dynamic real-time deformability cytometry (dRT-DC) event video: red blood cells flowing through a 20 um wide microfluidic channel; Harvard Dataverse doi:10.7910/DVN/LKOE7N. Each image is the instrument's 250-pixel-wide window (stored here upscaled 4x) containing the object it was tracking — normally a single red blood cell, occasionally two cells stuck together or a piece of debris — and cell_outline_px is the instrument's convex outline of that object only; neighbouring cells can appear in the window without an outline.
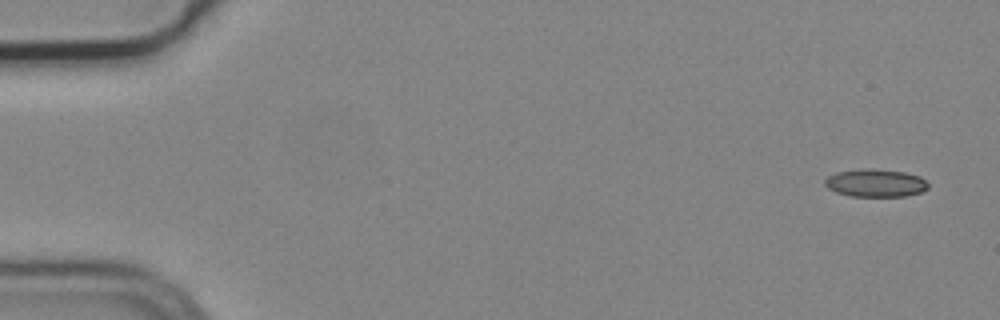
{"species": "common noctule bat (a hibernating species)", "species_latin": "Nyctalus noctula", "temperature_condition": "cold", "stored_images_in_passage": 5, "camera_frame_rate_fps": 3000, "um_per_image_px": 0.085, "animal": {"sex": "male", "body_mass_g": 19.2, "forearm_length_mm": 51.8}, "frame": {"image": 1, "passage_image": 1, "time_ms": 0.0, "image_size_px": [1000, 320], "cell_outline_px": [[928, 188], [920, 192], [904, 196], [852, 196], [836, 192], [828, 188], [824, 184], [824, 180], [828, 176], [836, 172], [904, 172], [920, 176], [928, 184]], "centroid_in_image_um": [74.43, 15.62], "position_along_channel_um": 10.6, "area_um2": 15.61}}
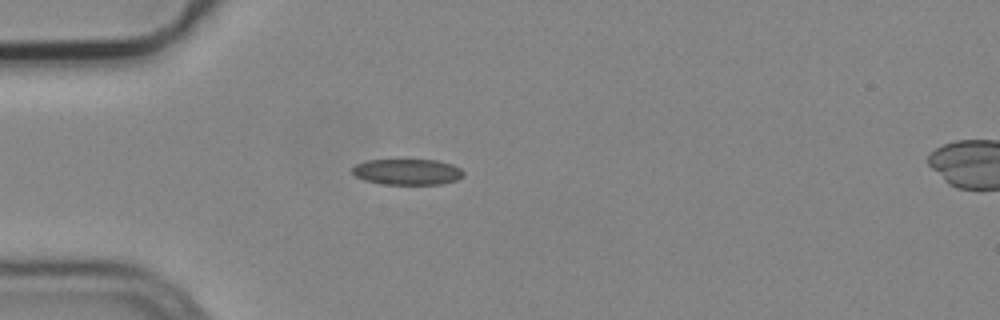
{"frame": {"image": 2, "passage_image": 4, "time_ms": 1.0, "image_size_px": [1000, 320], "cell_outline_px": [[464, 176], [456, 180], [440, 184], [380, 184], [364, 180], [356, 176], [352, 172], [352, 168], [356, 164], [368, 160], [436, 160], [452, 164], [460, 168], [464, 172]], "centroid_in_image_um": [34.63, 14.61], "position_along_channel_um": 50.4, "area_um2": 16.76}}